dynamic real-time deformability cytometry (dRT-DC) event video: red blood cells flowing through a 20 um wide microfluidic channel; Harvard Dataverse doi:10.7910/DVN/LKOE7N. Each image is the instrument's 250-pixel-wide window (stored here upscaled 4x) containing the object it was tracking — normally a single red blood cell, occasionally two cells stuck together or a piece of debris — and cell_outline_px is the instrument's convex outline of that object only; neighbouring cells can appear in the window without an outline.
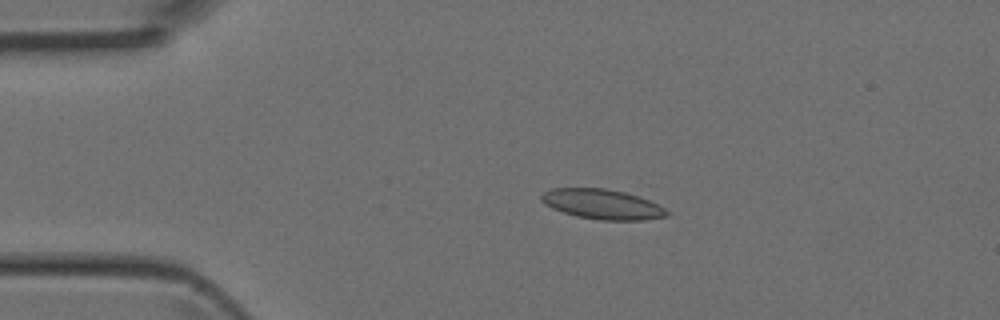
{"species": "Egyptian fruit bat (a non-hibernating species)", "species_latin": "Rousettus aegyptiacus", "temperature_condition": "room temperature", "stored_images_in_passage": 3, "camera_frame_rate_fps": 3000, "um_per_image_px": 0.085, "animal": {"sex": "female"}, "frame": {"image": 1, "passage_image": 2, "time_ms": 0.333, "image_size_px": [1000, 320], "cell_outline_px": [[672, 212], [668, 216], [644, 220], [600, 220], [576, 216], [552, 208], [544, 204], [540, 200], [540, 196], [544, 192], [552, 188], [604, 188], [624, 192], [648, 200]], "centroid_in_image_um": [51.19, 17.36], "position_along_channel_um": 33.8, "area_um2": 21.85}}